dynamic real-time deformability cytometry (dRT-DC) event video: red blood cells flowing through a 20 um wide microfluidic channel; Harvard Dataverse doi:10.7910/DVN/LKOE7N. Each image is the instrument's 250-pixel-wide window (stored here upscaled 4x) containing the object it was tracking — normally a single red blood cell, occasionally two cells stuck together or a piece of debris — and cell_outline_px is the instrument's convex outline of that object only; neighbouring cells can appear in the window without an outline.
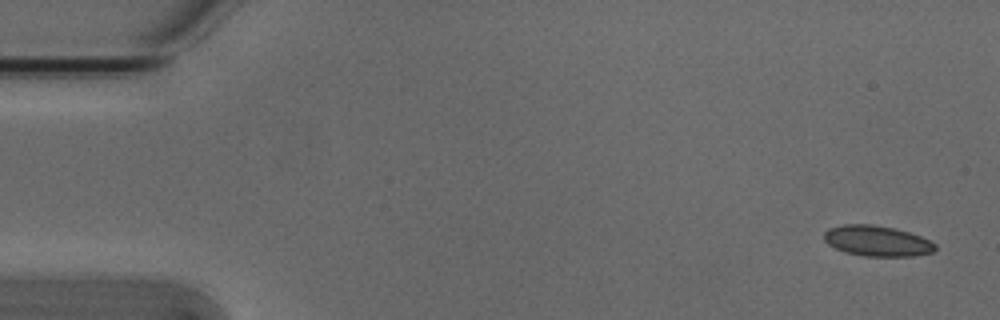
{"species": "Egyptian fruit bat (a non-hibernating species)", "species_latin": "Rousettus aegyptiacus", "temperature_condition": "cold", "stored_images_in_passage": 8, "camera_frame_rate_fps": 3000, "um_per_image_px": 0.085, "animal": {"sex": "male"}, "frame": {"image": 1, "passage_image": 1, "time_ms": 0.0, "image_size_px": [1000, 320], "cell_outline_px": [[936, 248], [932, 252], [912, 256], [864, 256], [844, 252], [828, 244], [824, 240], [824, 232], [828, 228], [844, 224], [872, 224], [896, 228], [920, 236], [936, 244]], "centroid_in_image_um": [74.52, 20.47], "position_along_channel_um": 10.5, "area_um2": 19.83}}
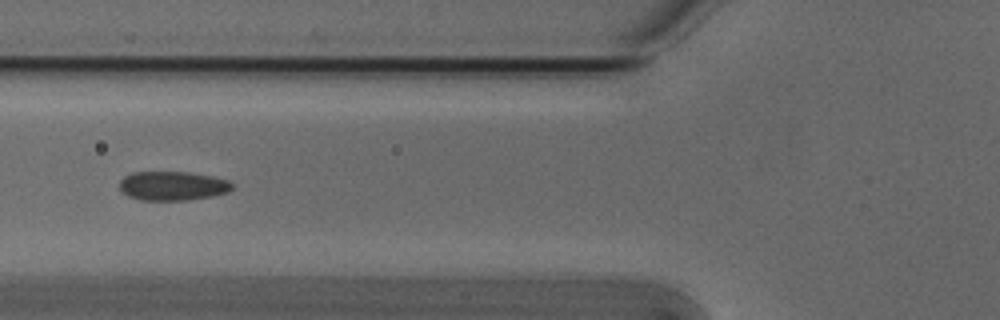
{"frame": {"image": 2, "passage_image": 6, "time_ms": 1.667, "image_size_px": [1000, 320], "cell_outline_px": [[232, 188], [228, 192], [212, 196], [188, 200], [140, 200], [128, 196], [120, 192], [120, 180], [124, 176], [132, 172], [188, 172], [212, 176], [228, 180], [232, 184]], "centroid_in_image_um": [14.64, 15.8], "position_along_channel_um": 111.2, "area_um2": 19.19}}
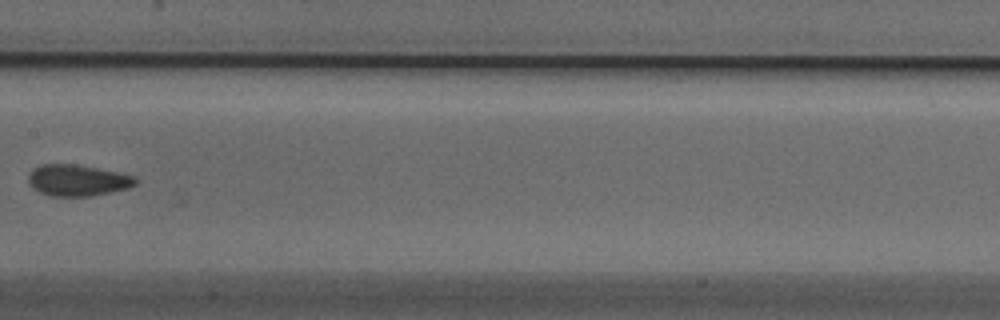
{"frame": {"image": 3, "passage_image": 8, "time_ms": 2.333, "image_size_px": [1000, 320], "cell_outline_px": [[140, 180], [136, 184], [128, 188], [92, 196], [52, 196], [40, 192], [28, 180], [28, 176], [32, 168], [40, 164], [76, 164], [136, 176]], "centroid_in_image_um": [6.62, 15.32], "position_along_channel_um": 200.8, "area_um2": 19.48}}